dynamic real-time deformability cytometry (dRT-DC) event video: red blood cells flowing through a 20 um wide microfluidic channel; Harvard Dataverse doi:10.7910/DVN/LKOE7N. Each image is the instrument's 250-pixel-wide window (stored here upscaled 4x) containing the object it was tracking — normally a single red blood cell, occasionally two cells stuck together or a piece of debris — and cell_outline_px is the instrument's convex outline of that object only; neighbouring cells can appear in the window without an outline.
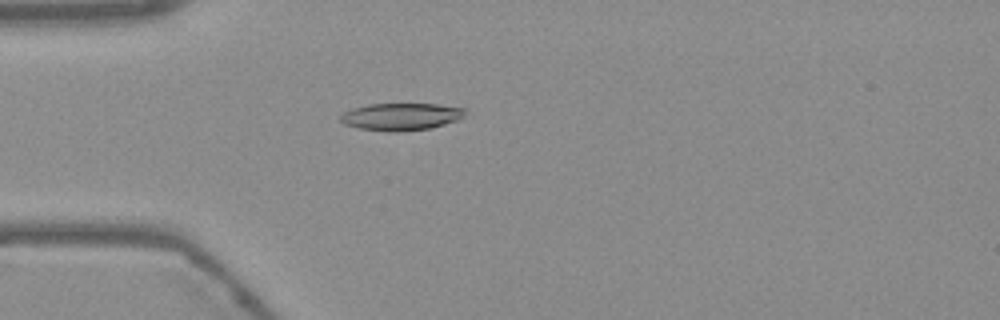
{"species": "Egyptian fruit bat (a non-hibernating species)", "species_latin": "Rousettus aegyptiacus", "temperature_condition": "warm", "stored_images_in_passage": 48, "camera_frame_rate_fps": 3000, "um_per_image_px": 0.085, "frame": {"image": 1, "passage_image": 9, "time_ms": 2.667, "image_size_px": [1000, 320], "cell_outline_px": [[468, 108], [464, 116], [460, 120], [432, 128], [396, 132], [392, 132], [356, 128], [344, 124], [340, 120], [340, 116], [344, 112], [352, 108], [368, 104], [436, 104]], "centroid_in_image_um": [34.13, 9.92], "position_along_channel_um": 50.9, "area_um2": 20.11}}
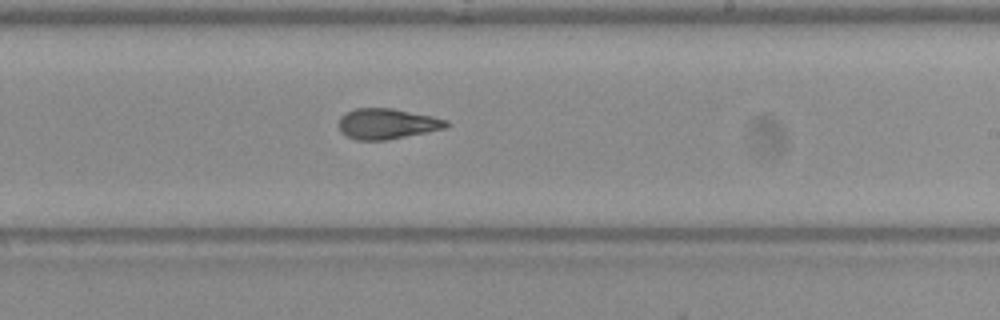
{"frame": {"image": 2, "passage_image": 26, "time_ms": 8.333, "image_size_px": [1000, 320], "cell_outline_px": [[448, 124], [444, 128], [428, 132], [388, 140], [356, 140], [344, 136], [340, 132], [340, 116], [344, 112], [356, 108], [392, 108], [432, 116], [448, 120]], "centroid_in_image_um": [32.86, 10.52], "position_along_channel_um": 256.1, "area_um2": 19.25}}
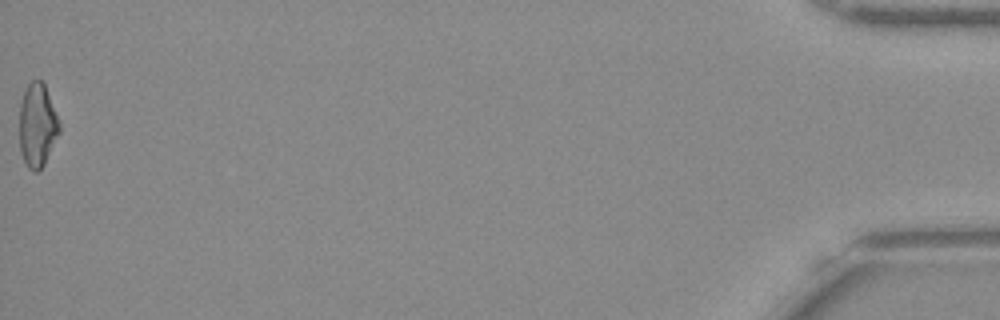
{"frame": {"image": 3, "passage_image": 48, "time_ms": 15.667, "image_size_px": [1000, 320], "cell_outline_px": [[60, 132], [44, 164], [36, 172], [32, 172], [28, 168], [20, 152], [20, 104], [24, 92], [28, 84], [32, 80], [44, 80], [60, 120]], "centroid_in_image_um": [3.2, 10.61], "position_along_channel_um": 432.0, "area_um2": 19.71}, "authors_computed_cell_mechanics": {"area_um2": 19.5653, "velocity_mm_per_s": 3.7877, "shape_relaxation_time_tau1_ms": null, "shape_relaxation_time_tau2_ms": 2.358, "deformation_change_tau1": null, "deformation_change_tau2": 0.0956}}